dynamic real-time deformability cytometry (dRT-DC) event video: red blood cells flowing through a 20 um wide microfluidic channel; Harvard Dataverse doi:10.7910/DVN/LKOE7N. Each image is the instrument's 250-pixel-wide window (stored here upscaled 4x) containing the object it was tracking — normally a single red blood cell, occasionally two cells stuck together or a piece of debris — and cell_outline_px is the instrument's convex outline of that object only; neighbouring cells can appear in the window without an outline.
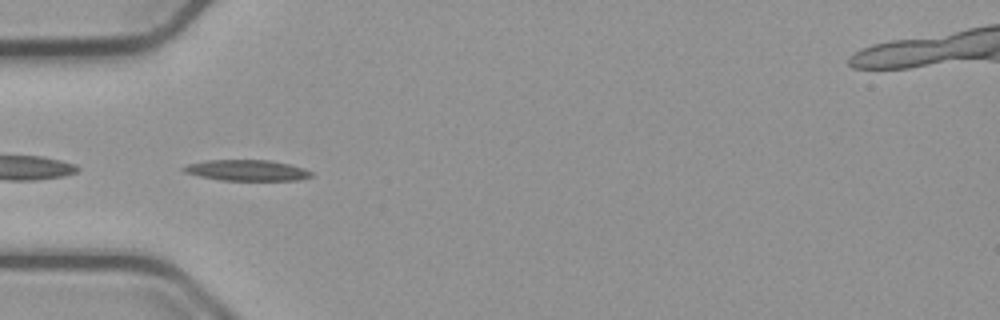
{"species": "common noctule bat (a hibernating species)", "species_latin": "Nyctalus noctula", "temperature_condition": "cold", "stored_images_in_passage": 38, "camera_frame_rate_fps": 3000, "um_per_image_px": 0.085, "animal": {"sex": "male", "body_mass_g": 23.1, "forearm_length_mm": 52.7}, "frame": {"image": 1, "passage_image": 1, "time_ms": 0.0, "image_size_px": [1000, 320], "cell_outline_px": [[312, 176], [300, 180], [220, 180], [200, 176], [184, 172], [180, 168], [188, 164], [208, 160], [268, 160], [288, 164], [304, 168], [312, 172]], "centroid_in_image_um": [20.98, 14.48], "position_along_channel_um": 64.0, "area_um2": 15.43}}
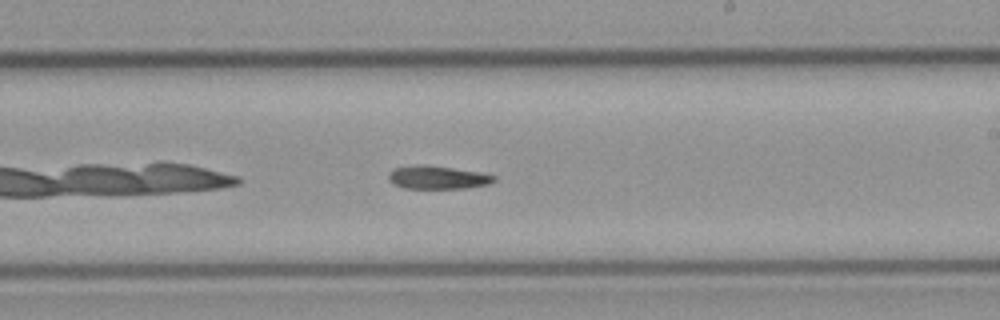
{"frame": {"image": 2, "passage_image": 16, "time_ms": 5.0, "image_size_px": [1000, 320], "cell_outline_px": [[496, 180], [488, 184], [468, 188], [404, 188], [388, 180], [388, 176], [392, 168], [452, 168], [480, 172], [496, 176]], "centroid_in_image_um": [37.29, 15.14], "position_along_channel_um": 251.7, "area_um2": 13.29}}
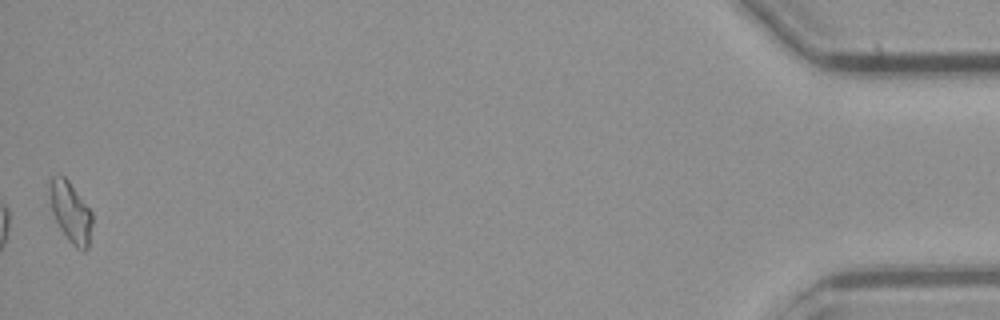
{"frame": {"image": 3, "passage_image": 38, "time_ms": 12.333, "image_size_px": [1000, 320], "cell_outline_px": [[92, 224], [88, 248], [84, 252], [76, 248], [68, 240], [60, 228], [52, 212], [48, 188], [52, 176], [64, 176], [68, 180], [92, 212]], "centroid_in_image_um": [6.0, 18.05], "position_along_channel_um": 429.2, "area_um2": 14.97}}